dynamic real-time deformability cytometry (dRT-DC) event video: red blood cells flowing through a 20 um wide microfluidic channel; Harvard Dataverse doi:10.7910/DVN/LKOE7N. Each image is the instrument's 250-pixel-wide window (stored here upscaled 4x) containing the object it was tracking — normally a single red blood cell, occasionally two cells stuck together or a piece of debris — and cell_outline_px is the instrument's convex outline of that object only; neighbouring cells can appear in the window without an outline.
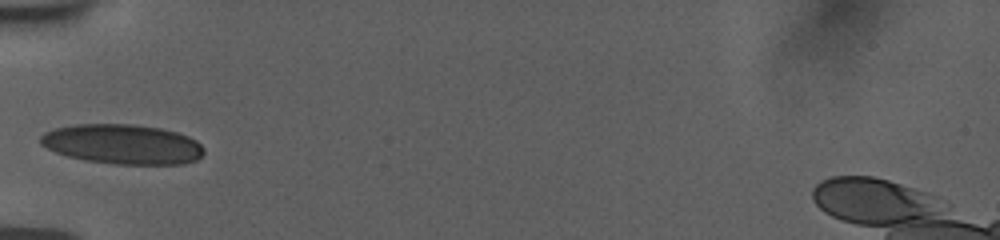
{"species": "human", "species_latin": "Homo sapiens", "temperature_condition": "room temperature", "stored_images_in_passage": 36, "camera_frame_rate_fps": 3000, "um_per_image_px": 0.085, "donor": {"sex": "female"}, "frame": {"image": 1, "passage_image": 1, "time_ms": 0.0, "image_size_px": [1000, 240], "cell_outline_px": [[204, 152], [196, 160], [184, 164], [116, 164], [84, 160], [68, 156], [56, 152], [40, 144], [40, 136], [44, 132], [56, 128], [76, 124], [132, 124], [160, 128], [176, 132], [188, 136], [196, 140], [204, 148]], "centroid_in_image_um": [10.42, 12.26], "position_along_channel_um": 74.6, "area_um2": 37.86}}
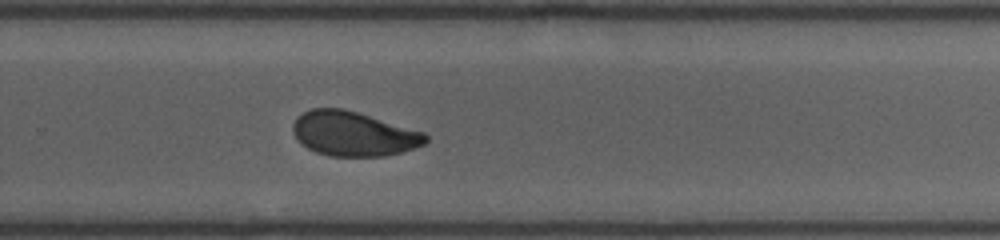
{"frame": {"image": 2, "passage_image": 19, "time_ms": 6.0, "image_size_px": [1000, 240], "cell_outline_px": [[428, 140], [424, 144], [400, 152], [384, 156], [328, 156], [316, 152], [300, 144], [292, 132], [292, 124], [304, 112], [312, 108], [344, 108], [424, 132], [428, 136]], "centroid_in_image_um": [30.02, 11.37], "position_along_channel_um": 299.8, "area_um2": 34.33}}
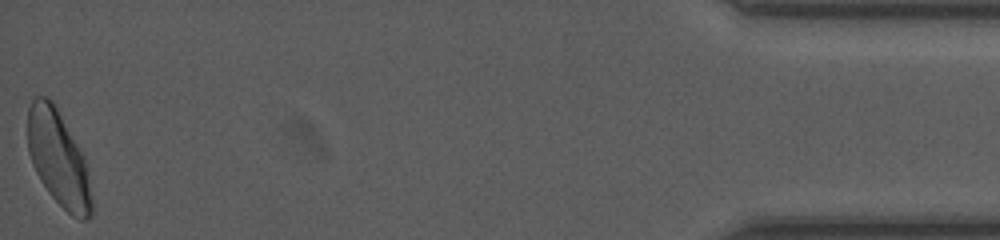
{"frame": {"image": 3, "passage_image": 36, "time_ms": 11.667, "image_size_px": [1000, 240], "cell_outline_px": [[92, 212], [84, 220], [80, 220], [72, 216], [48, 192], [40, 180], [32, 164], [28, 152], [28, 108], [32, 100], [36, 96], [48, 96], [52, 100], [84, 156], [92, 200]], "centroid_in_image_um": [4.94, 13.46], "position_along_channel_um": 430.3, "area_um2": 35.2}, "authors_computed_cell_mechanics": {"area_um2": 35.1713, "velocity_mm_per_s": 3.7616, "shape_relaxation_time_tau1_ms": 5.1797, "shape_relaxation_time_tau2_ms": 1.313, "deformation_change_tau1": 0.139, "deformation_change_tau2": 0.0598}}